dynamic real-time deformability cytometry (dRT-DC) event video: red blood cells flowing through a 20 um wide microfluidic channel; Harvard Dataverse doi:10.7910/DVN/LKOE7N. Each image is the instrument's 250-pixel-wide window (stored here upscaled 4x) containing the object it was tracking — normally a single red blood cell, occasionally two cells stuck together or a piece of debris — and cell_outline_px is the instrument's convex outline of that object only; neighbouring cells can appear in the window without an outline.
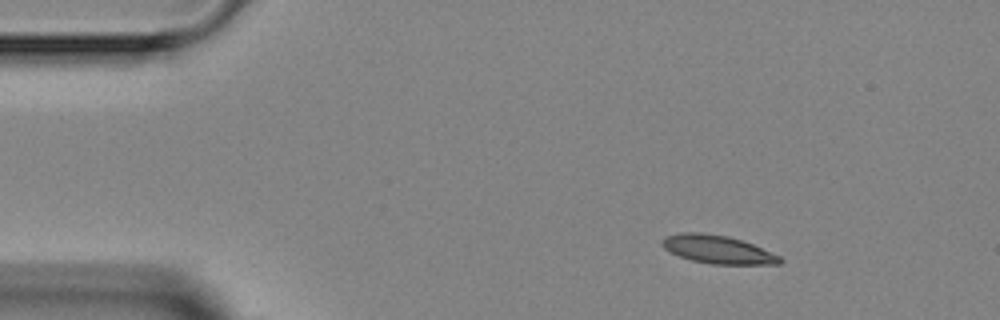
{"species": "Egyptian fruit bat (a non-hibernating species)", "species_latin": "Rousettus aegyptiacus", "temperature_condition": "room temperature", "stored_images_in_passage": 3, "camera_frame_rate_fps": 3000, "um_per_image_px": 0.085, "animal": {"sex": "female"}, "frame": {"image": 1, "passage_image": 1, "time_ms": 0.0, "image_size_px": [1000, 320], "cell_outline_px": [[784, 260], [780, 264], [712, 264], [692, 260], [680, 256], [664, 248], [660, 244], [664, 236], [680, 232], [700, 232], [728, 236], [752, 244], [780, 256]], "centroid_in_image_um": [60.99, 21.19], "position_along_channel_um": 24.0, "area_um2": 19.25}}
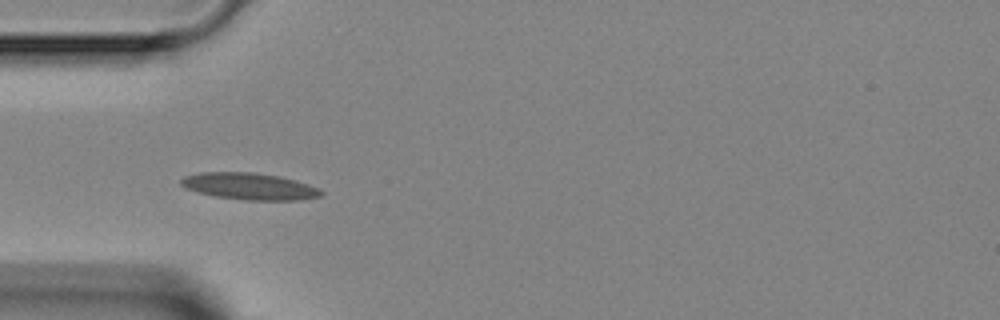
{"frame": {"image": 2, "passage_image": 3, "time_ms": 2.667, "image_size_px": [1000, 320], "cell_outline_px": [[324, 192], [320, 196], [296, 200], [244, 200], [216, 196], [196, 192], [184, 188], [180, 184], [180, 180], [184, 176], [200, 172], [256, 172], [280, 176], [296, 180], [320, 188]], "centroid_in_image_um": [21.19, 15.83], "position_along_channel_um": 63.8, "area_um2": 22.02}}